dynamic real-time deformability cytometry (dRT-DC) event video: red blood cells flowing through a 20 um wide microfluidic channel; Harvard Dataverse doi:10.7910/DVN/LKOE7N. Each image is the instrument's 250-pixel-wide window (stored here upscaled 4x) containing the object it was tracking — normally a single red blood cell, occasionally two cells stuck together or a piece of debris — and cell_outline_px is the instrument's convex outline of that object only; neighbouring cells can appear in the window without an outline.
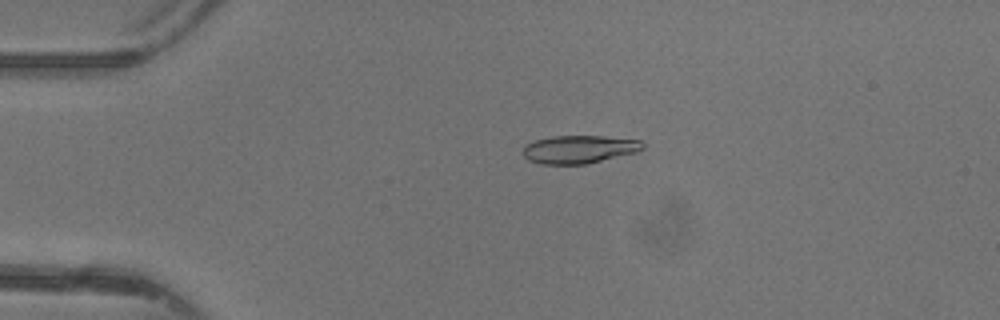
{"species": "common noctule bat (a hibernating species)", "species_latin": "Nyctalus noctula", "temperature_condition": "warm", "stored_images_in_passage": 48, "camera_frame_rate_fps": 3000, "um_per_image_px": 0.085, "animal": {"sex": "female"}, "frame": {"image": 1, "passage_image": 11, "time_ms": 3.333, "image_size_px": [1000, 320], "cell_outline_px": [[644, 148], [636, 152], [584, 164], [540, 164], [528, 160], [524, 156], [524, 144], [536, 140], [552, 136], [604, 136], [640, 140], [644, 144]], "centroid_in_image_um": [49.21, 12.68], "position_along_channel_um": 35.8, "area_um2": 19.42}}
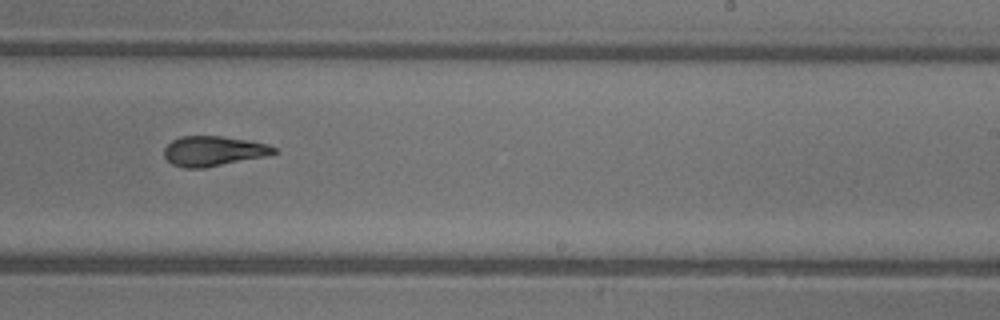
{"frame": {"image": 2, "passage_image": 30, "time_ms": 9.667, "image_size_px": [1000, 320], "cell_outline_px": [[280, 152], [268, 156], [204, 168], [184, 168], [172, 164], [164, 156], [164, 148], [172, 140], [180, 136], [220, 136], [248, 140], [268, 144], [276, 148]], "centroid_in_image_um": [18.17, 12.84], "position_along_channel_um": 270.8, "area_um2": 19.36}}
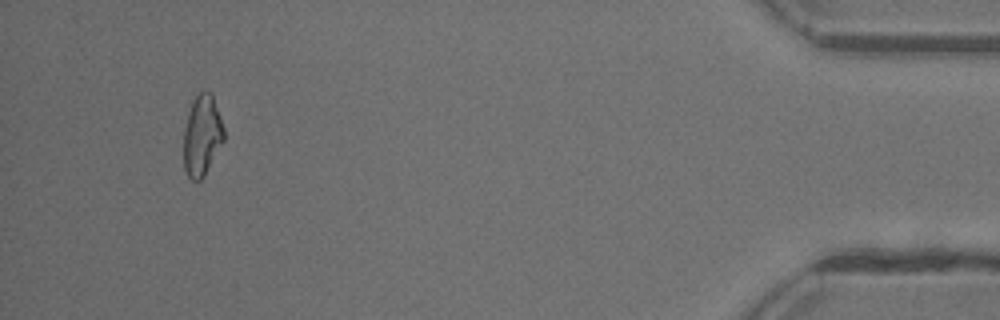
{"frame": {"image": 3, "passage_image": 45, "time_ms": 14.667, "image_size_px": [1000, 320], "cell_outline_px": [[224, 140], [204, 176], [200, 180], [192, 180], [188, 176], [184, 168], [184, 128], [188, 112], [192, 100], [204, 88], [212, 92], [224, 128]], "centroid_in_image_um": [17.17, 11.47], "position_along_channel_um": 418.0, "area_um2": 19.07}, "authors_computed_cell_mechanics": {"area_um2": 19.7387, "velocity_mm_per_s": 4.4055, "shape_relaxation_time_tau1_ms": 3.3398, "shape_relaxation_time_tau2_ms": 1.9948, "deformation_change_tau1": 0.1515, "deformation_change_tau2": 0.1017}}